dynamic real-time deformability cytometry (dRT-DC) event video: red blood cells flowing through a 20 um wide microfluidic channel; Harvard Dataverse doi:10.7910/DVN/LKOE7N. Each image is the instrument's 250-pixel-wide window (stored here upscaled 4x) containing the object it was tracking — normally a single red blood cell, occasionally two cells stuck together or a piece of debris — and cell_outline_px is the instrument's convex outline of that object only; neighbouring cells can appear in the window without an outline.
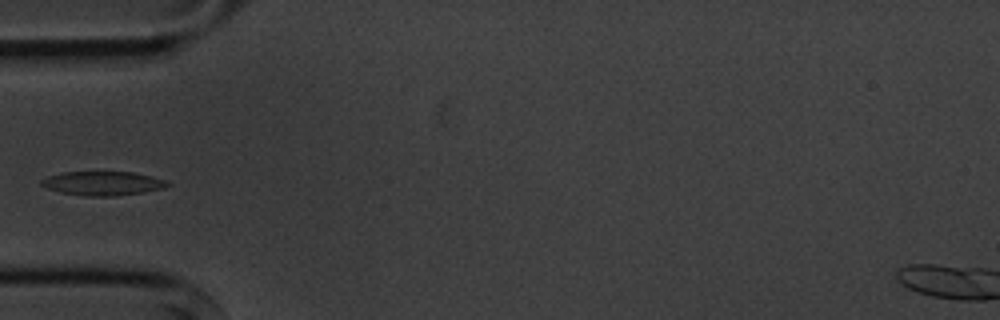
{"species": "common noctule bat (a hibernating species)", "species_latin": "Nyctalus noctula", "temperature_condition": "cold", "stored_images_in_passage": 5, "camera_frame_rate_fps": 3000, "um_per_image_px": 0.085, "animal": {"sex": "male", "body_mass_g": 20.1, "forearm_length_mm": 53.5}, "frame": {"image": 1, "passage_image": 4, "time_ms": 3.667, "image_size_px": [1000, 320], "cell_outline_px": [[172, 184], [164, 188], [144, 192], [116, 196], [88, 196], [60, 192], [48, 188], [40, 184], [40, 180], [48, 176], [60, 172], [132, 172], [152, 176], [164, 180]], "centroid_in_image_um": [8.74, 15.58], "position_along_channel_um": 76.3, "area_um2": 17.63}}
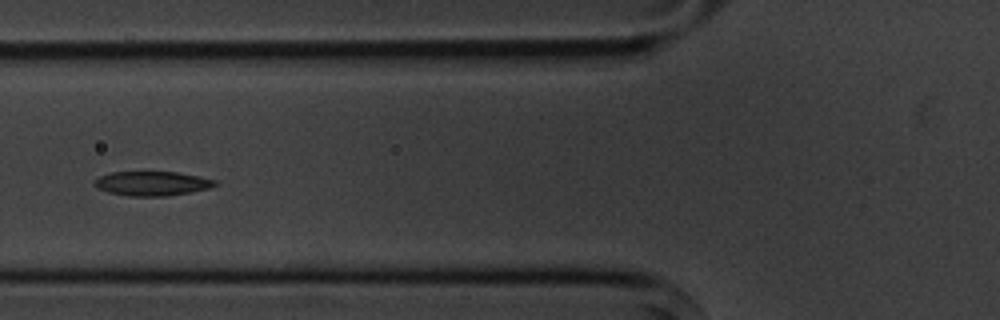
{"frame": {"image": 2, "passage_image": 5, "time_ms": 4.667, "image_size_px": [1000, 320], "cell_outline_px": [[216, 184], [208, 188], [192, 192], [168, 196], [128, 196], [108, 192], [96, 188], [92, 184], [100, 176], [112, 172], [176, 172], [200, 176], [216, 180]], "centroid_in_image_um": [12.91, 15.6], "position_along_channel_um": 112.9, "area_um2": 17.11}}